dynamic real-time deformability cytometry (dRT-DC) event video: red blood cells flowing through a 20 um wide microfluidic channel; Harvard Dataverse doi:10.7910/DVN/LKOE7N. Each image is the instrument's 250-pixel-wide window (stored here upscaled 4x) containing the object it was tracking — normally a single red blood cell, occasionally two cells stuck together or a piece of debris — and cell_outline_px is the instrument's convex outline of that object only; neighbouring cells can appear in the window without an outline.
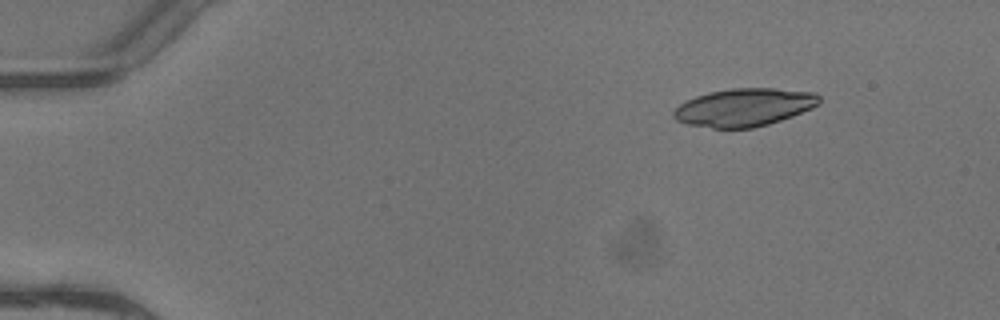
{"species": "common noctule bat (a hibernating species)", "species_latin": "Nyctalus noctula", "temperature_condition": "warm", "stored_images_in_passage": 4, "camera_frame_rate_fps": 3000, "um_per_image_px": 0.085, "animal": {"sex": "female"}, "frame": {"image": 1, "passage_image": 2, "time_ms": 0.333, "image_size_px": [1000, 320], "cell_outline_px": [[820, 104], [812, 108], [792, 116], [768, 124], [752, 128], [712, 128], [688, 124], [676, 120], [672, 116], [672, 112], [680, 104], [696, 96], [708, 92], [732, 88], [776, 88], [816, 92], [820, 96]], "centroid_in_image_um": [63.27, 9.11], "position_along_channel_um": 21.7, "area_um2": 32.25}}